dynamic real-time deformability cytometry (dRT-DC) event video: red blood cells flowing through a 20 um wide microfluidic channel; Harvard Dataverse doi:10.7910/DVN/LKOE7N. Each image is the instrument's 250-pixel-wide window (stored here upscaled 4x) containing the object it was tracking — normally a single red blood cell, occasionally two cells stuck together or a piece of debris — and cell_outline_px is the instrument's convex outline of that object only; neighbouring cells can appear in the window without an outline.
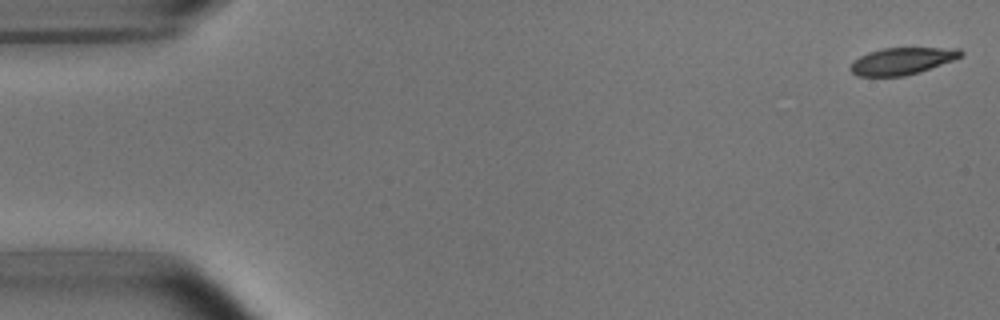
{"species": "common noctule bat (a hibernating species)", "species_latin": "Nyctalus noctula", "temperature_condition": "room temperature", "stored_images_in_passage": 4, "camera_frame_rate_fps": 3000, "um_per_image_px": 0.085, "animal": {"sex": "male", "body_mass_g": 15.6}, "frame": {"image": 1, "passage_image": 1, "time_ms": 0.0, "image_size_px": [1000, 320], "cell_outline_px": [[964, 52], [960, 56], [952, 60], [920, 72], [904, 76], [856, 76], [848, 68], [860, 56], [868, 52], [884, 48], [960, 48]], "centroid_in_image_um": [76.66, 5.19], "position_along_channel_um": 8.3, "area_um2": 17.17}}